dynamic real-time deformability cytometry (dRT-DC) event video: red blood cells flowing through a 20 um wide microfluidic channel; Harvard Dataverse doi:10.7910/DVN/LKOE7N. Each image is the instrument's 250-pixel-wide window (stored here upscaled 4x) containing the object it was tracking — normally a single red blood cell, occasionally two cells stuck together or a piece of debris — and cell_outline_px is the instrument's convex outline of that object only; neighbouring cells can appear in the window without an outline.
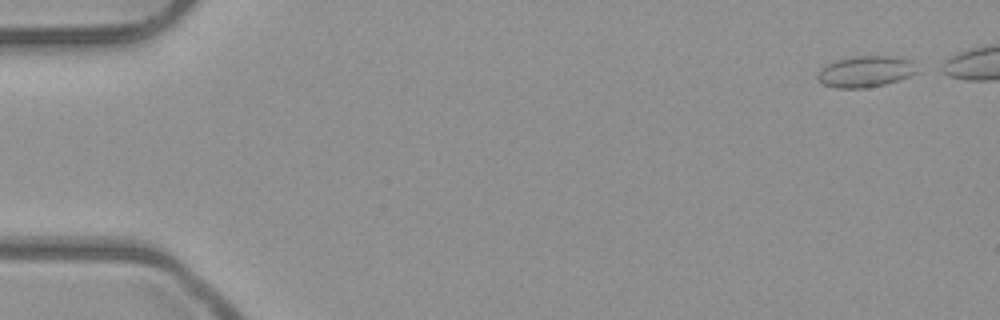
{"species": "common noctule bat (a hibernating species)", "species_latin": "Nyctalus noctula", "temperature_condition": "room temperature", "stored_images_in_passage": 4, "camera_frame_rate_fps": 3000, "um_per_image_px": 0.085, "animal": {"sex": "male", "body_mass_g": 23.1, "forearm_length_mm": 52.7}, "frame": {"image": 1, "passage_image": 1, "time_ms": 0.0, "image_size_px": [1000, 320], "cell_outline_px": [[920, 72], [884, 84], [864, 88], [836, 88], [824, 84], [816, 76], [820, 68], [836, 60], [852, 56], [904, 56], [912, 60]], "centroid_in_image_um": [73.61, 6.06], "position_along_channel_um": 11.4, "area_um2": 18.21}}